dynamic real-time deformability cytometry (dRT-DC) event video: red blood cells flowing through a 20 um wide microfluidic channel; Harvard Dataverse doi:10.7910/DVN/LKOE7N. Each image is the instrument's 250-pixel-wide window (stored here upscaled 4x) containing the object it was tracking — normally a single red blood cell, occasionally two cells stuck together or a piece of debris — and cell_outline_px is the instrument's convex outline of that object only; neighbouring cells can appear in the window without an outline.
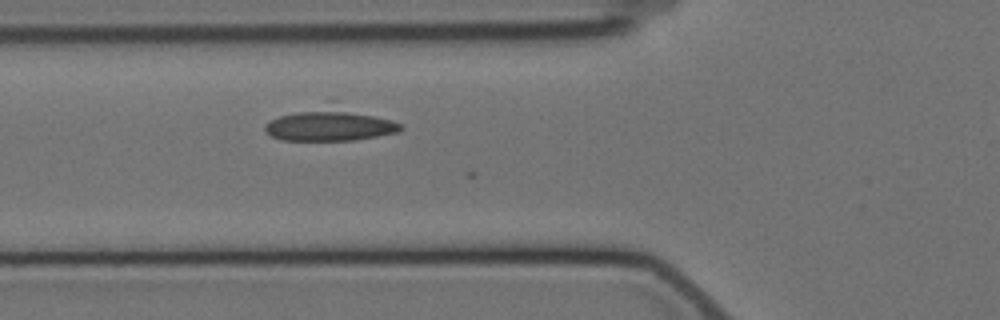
{"species": "Egyptian fruit bat (a non-hibernating species)", "species_latin": "Rousettus aegyptiacus", "temperature_condition": "cold", "stored_images_in_passage": 6, "camera_frame_rate_fps": 3000, "um_per_image_px": 0.085, "animal": {"sex": "female"}, "frame": {"image": 1, "passage_image": 4, "time_ms": 1.0, "image_size_px": [1000, 320], "cell_outline_px": [[404, 128], [400, 132], [356, 140], [280, 140], [272, 136], [264, 128], [264, 124], [280, 116], [300, 112], [348, 112], [372, 116], [392, 120], [404, 124]], "centroid_in_image_um": [28.08, 10.75], "position_along_channel_um": 97.7, "area_um2": 22.89}}